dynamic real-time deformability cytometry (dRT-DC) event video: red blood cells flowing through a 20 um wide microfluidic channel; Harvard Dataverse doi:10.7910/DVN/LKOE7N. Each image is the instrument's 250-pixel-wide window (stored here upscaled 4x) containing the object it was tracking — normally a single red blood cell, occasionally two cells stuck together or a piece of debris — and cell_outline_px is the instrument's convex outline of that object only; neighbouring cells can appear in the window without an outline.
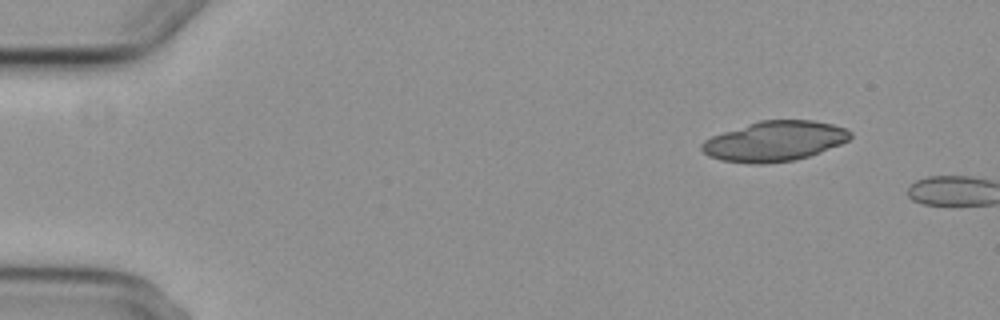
{"species": "common noctule bat (a hibernating species)", "species_latin": "Nyctalus noctula", "temperature_condition": "cold", "stored_images_in_passage": 2, "camera_frame_rate_fps": 3000, "um_per_image_px": 0.085, "animal": {"sex": "female", "body_mass_g": 29.2, "forearm_length_mm": 56.3}, "frame": {"image": 1, "passage_image": 1, "time_ms": 0.0, "image_size_px": [1000, 320], "cell_outline_px": [[852, 136], [848, 140], [840, 144], [820, 152], [796, 160], [764, 164], [756, 164], [720, 160], [708, 156], [700, 148], [700, 144], [704, 140], [712, 136], [760, 120], [812, 120], [832, 124], [844, 128], [852, 132]], "centroid_in_image_um": [65.83, 12.01], "position_along_channel_um": 19.2, "area_um2": 34.56}}